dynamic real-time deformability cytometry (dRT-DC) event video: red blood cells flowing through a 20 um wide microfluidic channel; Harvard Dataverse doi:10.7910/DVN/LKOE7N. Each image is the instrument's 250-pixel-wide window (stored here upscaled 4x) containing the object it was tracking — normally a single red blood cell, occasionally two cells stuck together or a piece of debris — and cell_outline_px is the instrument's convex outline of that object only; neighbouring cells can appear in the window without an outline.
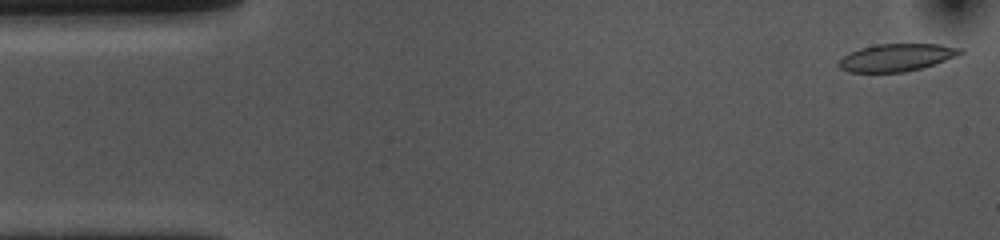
{"species": "common noctule bat (a hibernating species)", "species_latin": "Nyctalus noctula", "temperature_condition": "cold", "stored_images_in_passage": 53, "camera_frame_rate_fps": 3000, "um_per_image_px": 0.085, "animal": {"sex": "female", "body_mass_g": 10.0, "forearm_length_mm": 53.1}, "frame": {"image": 1, "passage_image": 1, "time_ms": 0.0, "image_size_px": [1000, 240], "cell_outline_px": [[964, 52], [956, 56], [920, 68], [904, 72], [848, 72], [840, 68], [836, 64], [848, 52], [860, 48], [876, 44], [940, 44], [964, 48]], "centroid_in_image_um": [76.18, 4.88], "position_along_channel_um": 8.8, "area_um2": 19.42}}
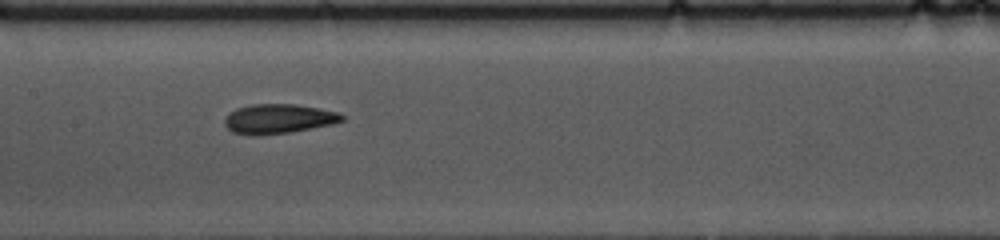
{"frame": {"image": 2, "passage_image": 24, "time_ms": 7.667, "image_size_px": [1000, 240], "cell_outline_px": [[344, 120], [332, 124], [288, 132], [252, 136], [232, 132], [224, 124], [224, 120], [228, 112], [236, 108], [252, 104], [296, 104], [320, 108], [340, 112], [344, 116]], "centroid_in_image_um": [23.65, 10.09], "position_along_channel_um": 183.8, "area_um2": 20.29}}
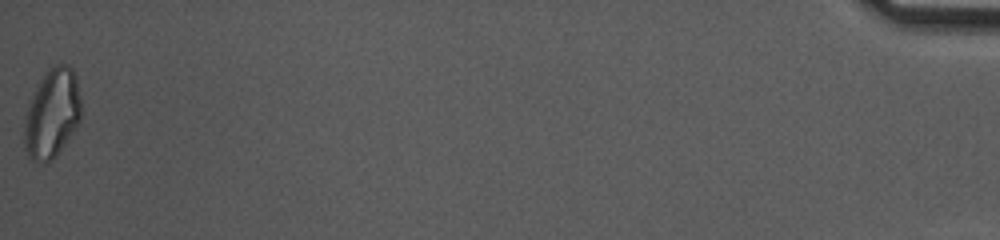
{"frame": {"image": 3, "passage_image": 53, "time_ms": 17.333, "image_size_px": [1000, 240], "cell_outline_px": [[80, 120], [56, 156], [52, 160], [44, 164], [32, 160], [28, 156], [24, 148], [24, 116], [28, 100], [32, 92], [48, 68], [56, 64], [68, 64], [72, 68], [76, 76], [80, 96]], "centroid_in_image_um": [4.39, 9.64], "position_along_channel_um": 430.8, "area_um2": 29.88}, "authors_computed_cell_mechanics": {"area_um2": 20.519, "velocity_mm_per_s": 3.6451, "shape_relaxation_time_tau1_ms": 7.5724, "shape_relaxation_time_tau2_ms": 3.4911, "deformation_change_tau1": 0.1827, "deformation_change_tau2": 0.1126}}